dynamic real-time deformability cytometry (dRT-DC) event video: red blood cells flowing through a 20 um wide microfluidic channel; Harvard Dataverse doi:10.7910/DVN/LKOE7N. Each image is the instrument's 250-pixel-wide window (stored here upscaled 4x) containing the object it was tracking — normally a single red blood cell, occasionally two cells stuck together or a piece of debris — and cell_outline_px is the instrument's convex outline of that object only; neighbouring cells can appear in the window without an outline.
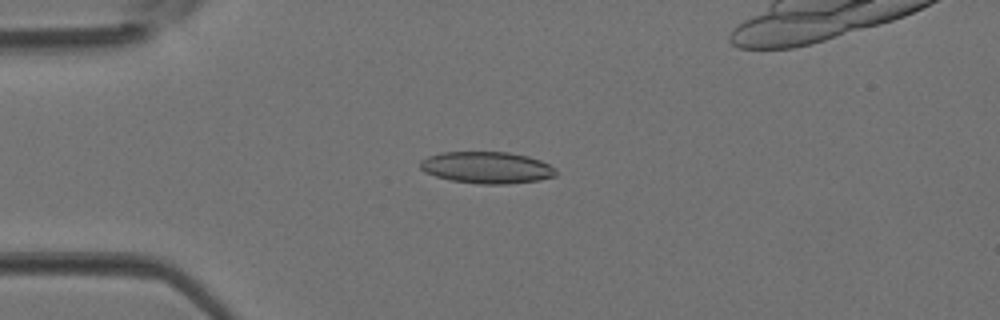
{"species": "Egyptian fruit bat (a non-hibernating species)", "species_latin": "Rousettus aegyptiacus", "temperature_condition": "room temperature", "stored_images_in_passage": 4, "camera_frame_rate_fps": 3000, "um_per_image_px": 0.085, "animal": {"sex": "female"}, "frame": {"image": 1, "passage_image": 3, "time_ms": 0.667, "image_size_px": [1000, 320], "cell_outline_px": [[556, 176], [540, 180], [508, 184], [480, 184], [452, 180], [436, 176], [424, 172], [420, 168], [420, 160], [428, 156], [440, 152], [508, 152], [528, 156], [540, 160], [548, 164], [556, 172]], "centroid_in_image_um": [41.36, 14.24], "position_along_channel_um": 43.6, "area_um2": 25.09}}